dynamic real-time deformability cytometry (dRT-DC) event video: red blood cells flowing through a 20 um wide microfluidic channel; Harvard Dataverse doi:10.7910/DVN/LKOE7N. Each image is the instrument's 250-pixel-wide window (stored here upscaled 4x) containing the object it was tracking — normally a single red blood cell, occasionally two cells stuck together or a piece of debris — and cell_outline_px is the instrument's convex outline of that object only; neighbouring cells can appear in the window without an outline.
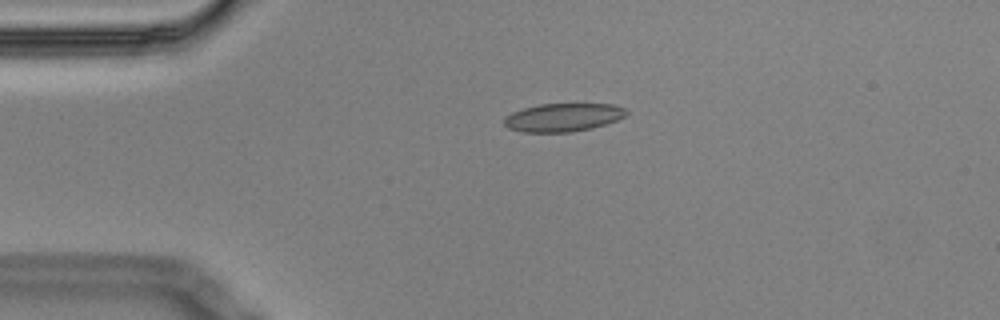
{"species": "Egyptian fruit bat (a non-hibernating species)", "species_latin": "Rousettus aegyptiacus", "temperature_condition": "cold", "stored_images_in_passage": 5, "camera_frame_rate_fps": 3000, "um_per_image_px": 0.085, "animal": {"sex": "male"}, "frame": {"image": 1, "passage_image": 4, "time_ms": 1.0, "image_size_px": [1000, 320], "cell_outline_px": [[628, 112], [624, 116], [616, 120], [592, 128], [572, 132], [524, 132], [508, 128], [504, 124], [504, 116], [512, 112], [524, 108], [540, 104], [612, 104], [624, 108]], "centroid_in_image_um": [47.83, 9.98], "position_along_channel_um": 37.2, "area_um2": 20.0}}